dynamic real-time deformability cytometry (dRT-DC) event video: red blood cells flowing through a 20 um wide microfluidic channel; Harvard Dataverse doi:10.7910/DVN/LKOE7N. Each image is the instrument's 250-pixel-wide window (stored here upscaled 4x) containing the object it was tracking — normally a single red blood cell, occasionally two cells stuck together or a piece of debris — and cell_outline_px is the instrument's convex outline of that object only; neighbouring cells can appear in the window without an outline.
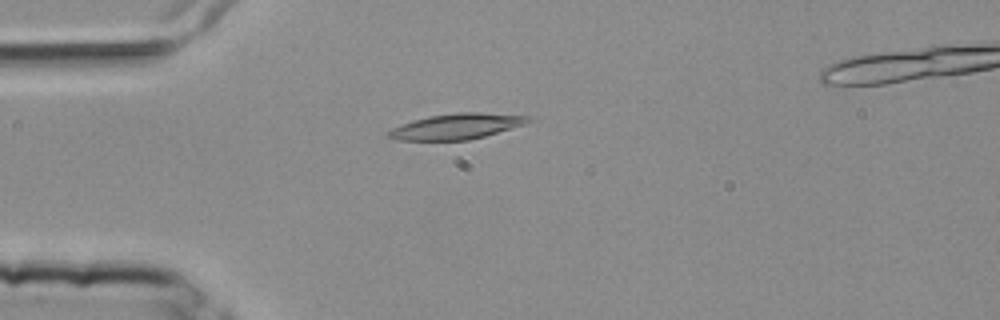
{"species": "common noctule bat (a hibernating species)", "species_latin": "Nyctalus noctula", "temperature_condition": "room temperature", "stored_images_in_passage": 4, "camera_frame_rate_fps": 3000, "um_per_image_px": 0.085, "animal": {"sex": "female", "body_mass_g": 25.1}, "frame": {"image": 1, "passage_image": 3, "time_ms": 0.667, "image_size_px": [1000, 320], "cell_outline_px": [[536, 116], [532, 120], [524, 124], [484, 136], [468, 140], [396, 140], [384, 136], [384, 132], [400, 124], [412, 120], [428, 116], [456, 112], [480, 112]], "centroid_in_image_um": [38.77, 10.73], "position_along_channel_um": 46.2, "area_um2": 21.15}}